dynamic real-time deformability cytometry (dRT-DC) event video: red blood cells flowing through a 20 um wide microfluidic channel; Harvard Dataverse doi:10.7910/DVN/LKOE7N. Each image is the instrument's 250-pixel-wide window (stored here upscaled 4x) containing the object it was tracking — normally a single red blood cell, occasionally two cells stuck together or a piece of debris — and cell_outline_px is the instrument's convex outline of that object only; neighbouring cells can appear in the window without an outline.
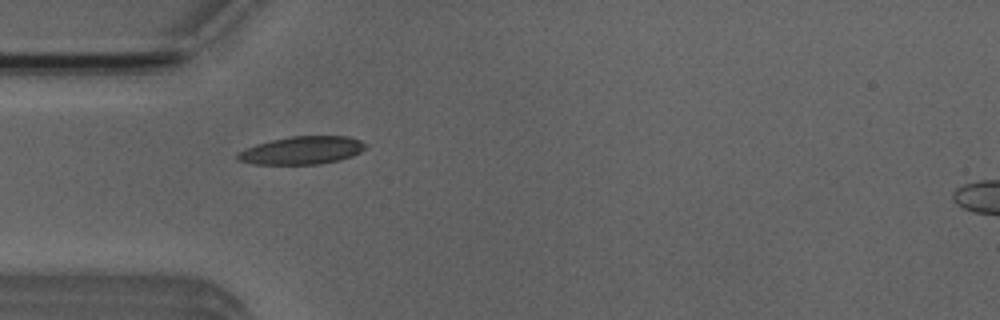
{"species": "Egyptian fruit bat (a non-hibernating species)", "species_latin": "Rousettus aegyptiacus", "temperature_condition": "room temperature", "stored_images_in_passage": 5, "camera_frame_rate_fps": 3000, "um_per_image_px": 0.085, "animal": {"sex": "male"}, "frame": {"image": 1, "passage_image": 5, "time_ms": 4.667, "image_size_px": [1000, 320], "cell_outline_px": [[368, 144], [360, 152], [352, 156], [320, 164], [252, 164], [236, 160], [236, 152], [244, 148], [256, 144], [288, 136], [348, 136], [360, 140]], "centroid_in_image_um": [25.61, 12.77], "position_along_channel_um": 59.4, "area_um2": 20.92}}